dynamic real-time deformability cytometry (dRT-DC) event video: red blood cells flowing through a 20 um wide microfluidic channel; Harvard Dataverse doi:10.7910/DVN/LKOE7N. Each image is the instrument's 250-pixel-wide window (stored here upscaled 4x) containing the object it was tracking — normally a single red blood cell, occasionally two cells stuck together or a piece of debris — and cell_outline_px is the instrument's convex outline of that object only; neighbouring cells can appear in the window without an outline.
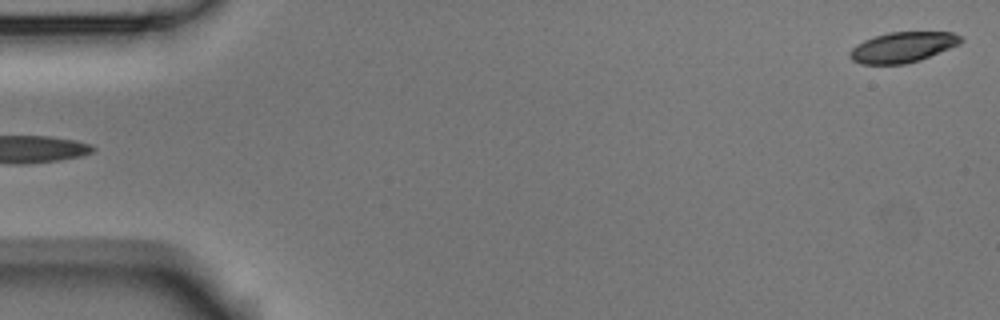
{"species": "Egyptian fruit bat (a non-hibernating species)", "species_latin": "Rousettus aegyptiacus", "temperature_condition": "room temperature", "stored_images_in_passage": 5, "segment_of_instrument_passage": [2, 2], "camera_frame_rate_fps": 3000, "um_per_image_px": 0.085, "animal": {"sex": "male"}, "frame": {"image": 1, "passage_image": 5, "time_ms": 1.333, "image_size_px": [1000, 320], "cell_outline_px": [[964, 40], [960, 44], [920, 60], [904, 64], [860, 64], [852, 60], [848, 56], [848, 52], [856, 44], [864, 40], [888, 32], [952, 32], [960, 36]], "centroid_in_image_um": [76.71, 4.01], "position_along_channel_um": 8.3, "area_um2": 19.71}}